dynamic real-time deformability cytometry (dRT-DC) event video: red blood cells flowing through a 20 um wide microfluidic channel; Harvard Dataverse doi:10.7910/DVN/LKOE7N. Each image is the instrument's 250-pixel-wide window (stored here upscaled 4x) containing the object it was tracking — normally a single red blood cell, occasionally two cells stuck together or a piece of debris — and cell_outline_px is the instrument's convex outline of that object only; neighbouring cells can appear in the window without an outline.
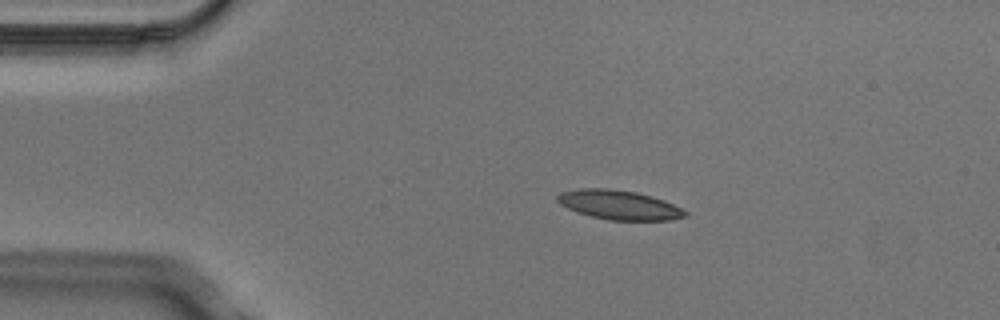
{"species": "Egyptian fruit bat (a non-hibernating species)", "species_latin": "Rousettus aegyptiacus", "temperature_condition": "cold", "stored_images_in_passage": 3, "camera_frame_rate_fps": 3000, "um_per_image_px": 0.085, "animal": {"sex": "male"}, "frame": {"image": 1, "passage_image": 2, "time_ms": 0.333, "image_size_px": [1000, 320], "cell_outline_px": [[688, 216], [672, 220], [608, 220], [576, 212], [560, 204], [556, 200], [556, 196], [560, 192], [580, 188], [612, 188], [636, 192], [652, 196], [664, 200], [688, 212]], "centroid_in_image_um": [52.61, 17.41], "position_along_channel_um": 32.4, "area_um2": 21.96}}